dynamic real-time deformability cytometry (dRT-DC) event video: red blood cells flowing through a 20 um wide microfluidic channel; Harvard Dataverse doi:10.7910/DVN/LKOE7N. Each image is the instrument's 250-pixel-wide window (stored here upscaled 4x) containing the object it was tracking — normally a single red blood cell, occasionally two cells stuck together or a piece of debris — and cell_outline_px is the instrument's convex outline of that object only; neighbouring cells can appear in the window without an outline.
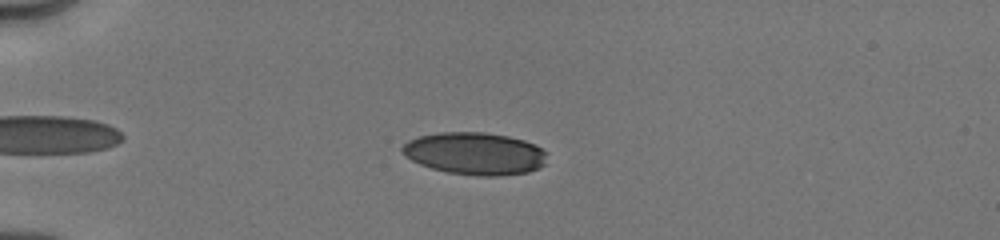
{"species": "human", "species_latin": "Homo sapiens", "temperature_condition": "cold", "stored_images_in_passage": 7, "camera_frame_rate_fps": 3000, "um_per_image_px": 0.085, "donor": {"sex": "male"}, "frame": {"image": 1, "passage_image": 4, "time_ms": 2.0, "image_size_px": [1000, 240], "cell_outline_px": [[548, 152], [544, 164], [540, 168], [528, 172], [500, 176], [476, 176], [448, 172], [432, 168], [420, 164], [404, 156], [400, 148], [408, 140], [420, 136], [440, 132], [484, 132], [508, 136], [524, 140], [536, 144]], "centroid_in_image_um": [40.39, 13.05], "position_along_channel_um": 44.6, "area_um2": 36.01}}
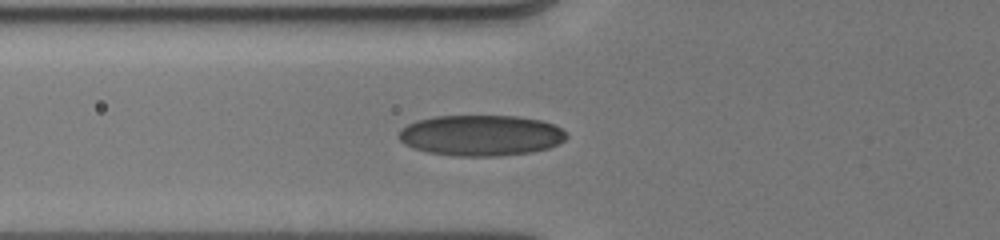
{"frame": {"image": 2, "passage_image": 7, "time_ms": 4.0, "image_size_px": [1000, 240], "cell_outline_px": [[568, 136], [564, 140], [548, 148], [532, 152], [496, 156], [456, 156], [428, 152], [412, 148], [404, 144], [400, 140], [400, 132], [408, 124], [416, 120], [436, 116], [520, 116], [544, 120], [560, 128]], "centroid_in_image_um": [40.89, 11.5], "position_along_channel_um": 84.9, "area_um2": 39.82}}